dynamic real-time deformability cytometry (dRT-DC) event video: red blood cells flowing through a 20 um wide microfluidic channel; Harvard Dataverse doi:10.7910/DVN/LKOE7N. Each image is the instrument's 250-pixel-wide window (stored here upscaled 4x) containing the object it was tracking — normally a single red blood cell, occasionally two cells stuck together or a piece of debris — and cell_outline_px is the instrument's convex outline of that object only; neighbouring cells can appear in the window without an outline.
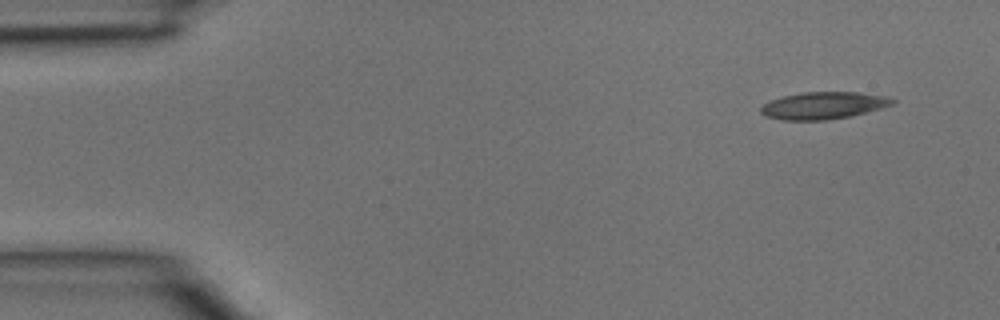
{"species": "common noctule bat (a hibernating species)", "species_latin": "Nyctalus noctula", "temperature_condition": "room temperature", "stored_images_in_passage": 3, "camera_frame_rate_fps": 3000, "um_per_image_px": 0.085, "animal": {"sex": "male", "body_mass_g": 15.6}, "frame": {"image": 1, "passage_image": 1, "time_ms": 0.0, "image_size_px": [1000, 320], "cell_outline_px": [[896, 100], [892, 104], [880, 108], [852, 116], [828, 120], [780, 120], [768, 116], [760, 112], [760, 108], [768, 100], [784, 96], [804, 92], [860, 92], [884, 96]], "centroid_in_image_um": [69.97, 8.97], "position_along_channel_um": 15.0, "area_um2": 20.75}}
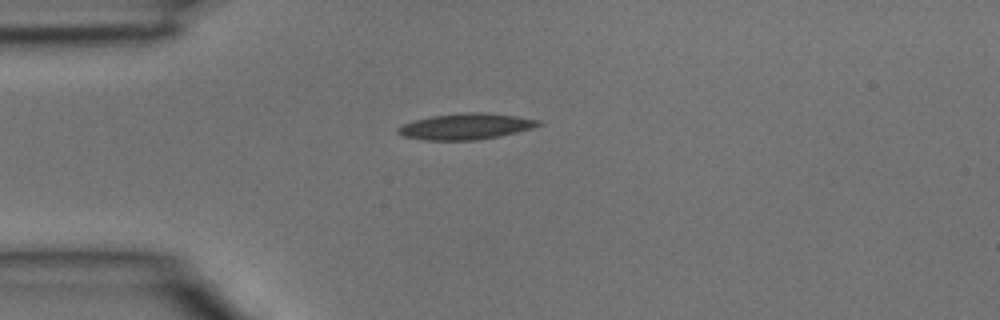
{"frame": {"image": 2, "passage_image": 3, "time_ms": 0.667, "image_size_px": [1000, 320], "cell_outline_px": [[544, 124], [532, 128], [500, 136], [476, 140], [424, 140], [404, 136], [396, 132], [396, 128], [400, 124], [432, 116], [464, 112], [488, 112], [516, 116], [540, 120]], "centroid_in_image_um": [39.59, 10.74], "position_along_channel_um": 45.4, "area_um2": 21.44}}